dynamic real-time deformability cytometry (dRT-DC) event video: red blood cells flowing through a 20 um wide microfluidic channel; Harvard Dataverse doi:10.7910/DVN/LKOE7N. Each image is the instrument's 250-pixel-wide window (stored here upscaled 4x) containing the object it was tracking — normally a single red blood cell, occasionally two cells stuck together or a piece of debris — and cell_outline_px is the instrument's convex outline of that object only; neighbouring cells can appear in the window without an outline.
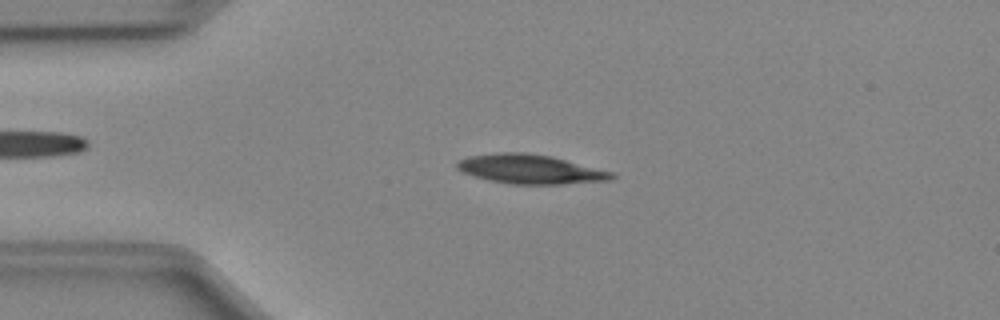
{"species": "Egyptian fruit bat (a non-hibernating species)", "species_latin": "Rousettus aegyptiacus", "temperature_condition": "cold", "stored_images_in_passage": 48, "camera_frame_rate_fps": 3000, "um_per_image_px": 0.085, "animal": {"sex": "female"}, "frame": {"image": 1, "passage_image": 10, "time_ms": 3.0, "image_size_px": [1000, 320], "cell_outline_px": [[616, 176], [612, 180], [560, 184], [508, 184], [488, 180], [464, 172], [456, 168], [456, 164], [460, 160], [468, 156], [496, 152], [524, 152], [552, 156], [616, 172]], "centroid_in_image_um": [45.13, 14.37], "position_along_channel_um": 39.9, "area_um2": 26.59}}
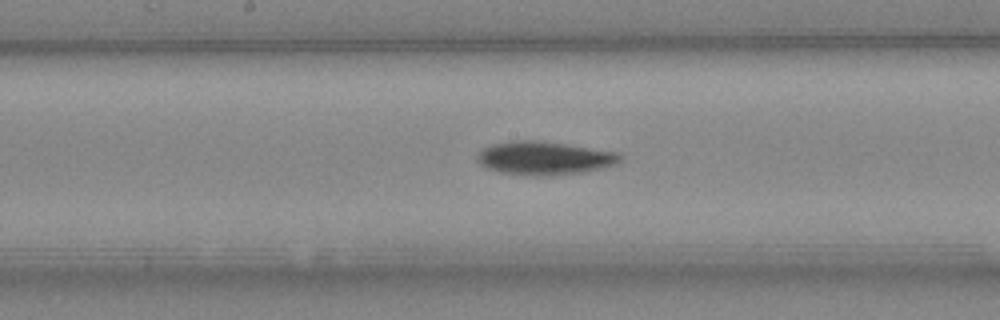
{"frame": {"image": 2, "passage_image": 24, "time_ms": 7.667, "image_size_px": [1000, 320], "cell_outline_px": [[624, 156], [620, 160], [612, 164], [600, 168], [584, 172], [536, 176], [532, 176], [500, 172], [488, 168], [480, 164], [476, 160], [476, 156], [484, 148], [492, 144], [512, 140], [536, 140], [620, 152]], "centroid_in_image_um": [46.24, 13.43], "position_along_channel_um": 202.0, "area_um2": 27.57}}
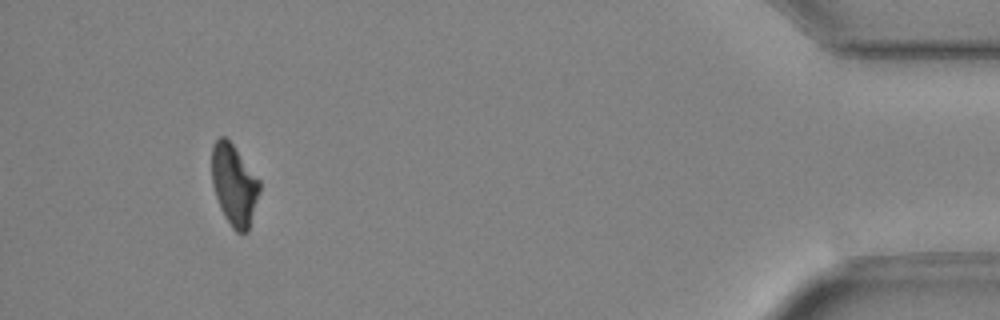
{"frame": {"image": 3, "passage_image": 45, "time_ms": 14.667, "image_size_px": [1000, 320], "cell_outline_px": [[260, 192], [248, 232], [236, 232], [232, 228], [224, 216], [220, 208], [212, 184], [212, 144], [220, 136], [224, 136], [232, 144], [260, 180]], "centroid_in_image_um": [19.9, 15.73], "position_along_channel_um": 415.3, "area_um2": 22.54}, "authors_computed_cell_mechanics": {"area_um2": 25.0563, "velocity_mm_per_s": 4.0239, "shape_relaxation_time_tau1_ms": 3.8588, "shape_relaxation_time_tau2_ms": null, "deformation_change_tau1": 0.1324, "deformation_change_tau2": null}}